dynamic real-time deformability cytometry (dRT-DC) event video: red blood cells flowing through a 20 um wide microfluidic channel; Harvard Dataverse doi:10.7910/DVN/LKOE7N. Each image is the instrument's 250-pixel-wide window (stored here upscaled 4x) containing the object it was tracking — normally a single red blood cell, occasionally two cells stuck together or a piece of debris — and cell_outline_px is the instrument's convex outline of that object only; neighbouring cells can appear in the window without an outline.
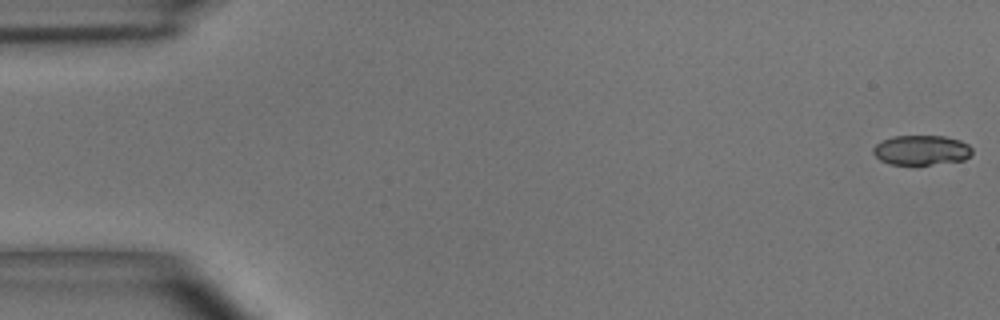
{"species": "common noctule bat (a hibernating species)", "species_latin": "Nyctalus noctula", "temperature_condition": "room temperature", "stored_images_in_passage": 11, "camera_frame_rate_fps": 3000, "um_per_image_px": 0.085, "animal": {"sex": "male", "body_mass_g": 15.6}, "frame": {"image": 1, "passage_image": 1, "time_ms": 0.0, "image_size_px": [1000, 320], "cell_outline_px": [[972, 152], [964, 160], [928, 164], [888, 164], [880, 160], [872, 152], [872, 148], [880, 140], [892, 136], [944, 136], [960, 140], [968, 144], [972, 148]], "centroid_in_image_um": [78.28, 12.74], "position_along_channel_um": 6.7, "area_um2": 17.17}}